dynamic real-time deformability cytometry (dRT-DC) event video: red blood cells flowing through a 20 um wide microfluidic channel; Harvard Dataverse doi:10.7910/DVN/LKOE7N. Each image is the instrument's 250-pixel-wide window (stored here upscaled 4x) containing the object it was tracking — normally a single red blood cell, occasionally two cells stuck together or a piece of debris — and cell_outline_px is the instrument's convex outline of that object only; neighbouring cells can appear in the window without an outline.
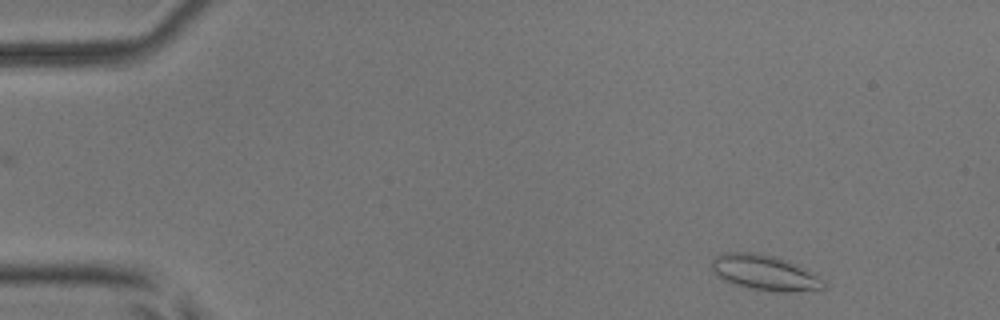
{"species": "common noctule bat (a hibernating species)", "species_latin": "Nyctalus noctula", "temperature_condition": "room temperature", "stored_images_in_passage": 49, "camera_frame_rate_fps": 3000, "um_per_image_px": 0.085, "animal": {"sex": "male", "body_mass_g": 17.9, "forearm_length_mm": 54.2}, "frame": {"image": 1, "passage_image": 2, "time_ms": 0.333, "image_size_px": [1000, 320], "cell_outline_px": [[828, 284], [824, 288], [792, 292], [776, 292], [752, 288], [736, 284], [724, 280], [712, 272], [712, 260], [716, 256], [724, 252], [756, 252], [776, 256], [788, 260], [796, 264], [816, 276]], "centroid_in_image_um": [64.98, 23.16], "position_along_channel_um": 20.0, "area_um2": 22.89}}
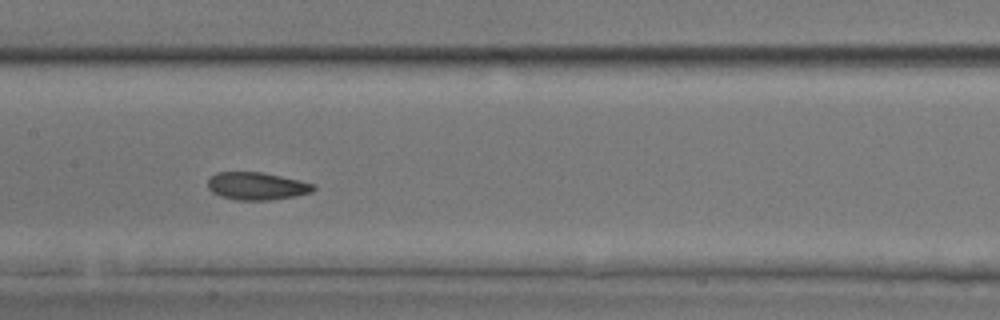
{"frame": {"image": 2, "passage_image": 23, "time_ms": 7.333, "image_size_px": [1000, 320], "cell_outline_px": [[316, 188], [312, 192], [296, 196], [272, 200], [236, 200], [220, 196], [212, 192], [208, 188], [208, 180], [216, 172], [264, 172], [300, 180], [316, 184]], "centroid_in_image_um": [21.86, 15.81], "position_along_channel_um": 185.5, "area_um2": 17.22}}
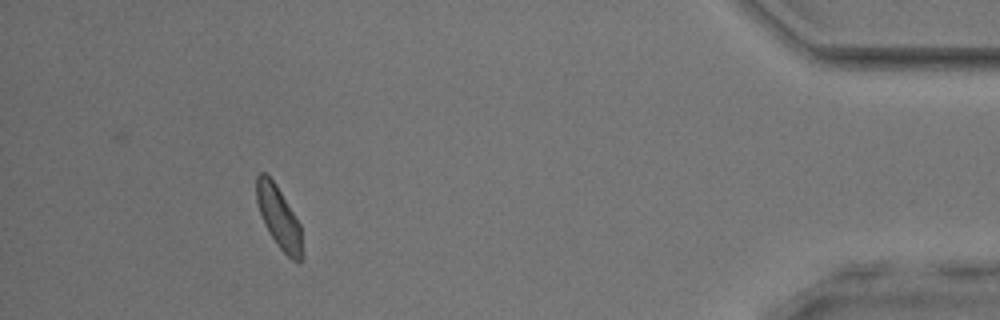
{"frame": {"image": 3, "passage_image": 45, "time_ms": 14.667, "image_size_px": [1000, 320], "cell_outline_px": [[304, 256], [300, 264], [296, 264], [280, 248], [268, 232], [264, 224], [256, 200], [256, 176], [260, 172], [264, 172], [276, 184], [300, 224]], "centroid_in_image_um": [23.73, 18.54], "position_along_channel_um": 411.5, "area_um2": 16.65}, "authors_computed_cell_mechanics": {"area_um2": 17.2822, "velocity_mm_per_s": 3.8523, "shape_relaxation_time_tau1_ms": 5.6728, "shape_relaxation_time_tau2_ms": 2.1817, "deformation_change_tau1": 0.0986, "deformation_change_tau2": 0.0711}}